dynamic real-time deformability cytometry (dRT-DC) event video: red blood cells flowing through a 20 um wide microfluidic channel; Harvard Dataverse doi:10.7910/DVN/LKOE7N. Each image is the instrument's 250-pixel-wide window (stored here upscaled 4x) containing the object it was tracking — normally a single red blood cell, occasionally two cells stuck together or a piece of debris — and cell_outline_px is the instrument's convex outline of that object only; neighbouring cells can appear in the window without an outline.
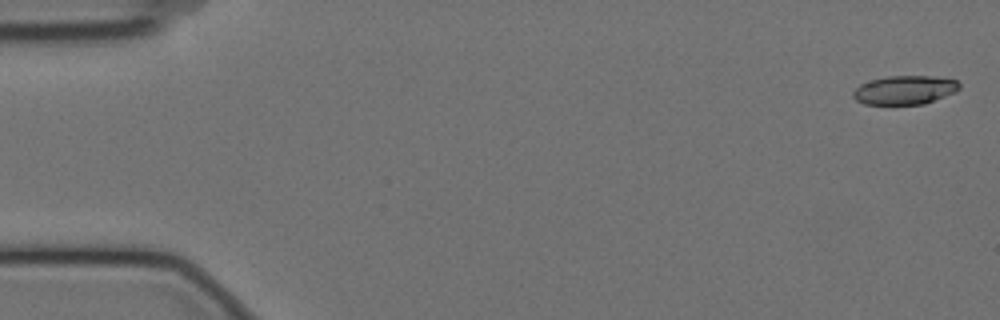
{"species": "Egyptian fruit bat (a non-hibernating species)", "species_latin": "Rousettus aegyptiacus", "temperature_condition": "cold", "stored_images_in_passage": 58, "camera_frame_rate_fps": 3000, "um_per_image_px": 0.085, "animal": {"sex": "female"}, "frame": {"image": 1, "passage_image": 2, "time_ms": 0.333, "image_size_px": [1000, 320], "cell_outline_px": [[960, 88], [956, 92], [924, 104], [864, 104], [856, 100], [852, 96], [852, 92], [860, 84], [872, 80], [888, 76], [932, 76], [956, 80], [960, 84]], "centroid_in_image_um": [76.91, 7.65], "position_along_channel_um": 8.1, "area_um2": 17.8}}
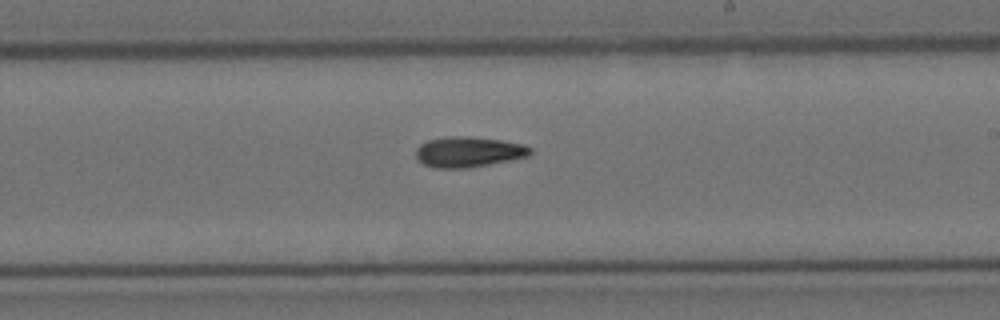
{"frame": {"image": 2, "passage_image": 34, "time_ms": 11.0, "image_size_px": [1000, 320], "cell_outline_px": [[532, 152], [528, 156], [468, 168], [436, 168], [424, 164], [416, 160], [416, 148], [420, 144], [428, 140], [448, 136], [468, 136], [500, 140], [524, 144], [532, 148]], "centroid_in_image_um": [39.79, 12.91], "position_along_channel_um": 249.2, "area_um2": 20.29}}
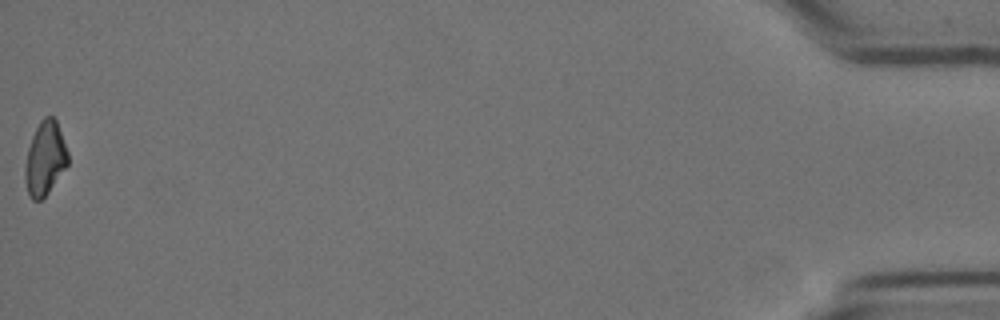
{"frame": {"image": 3, "passage_image": 58, "time_ms": 19.0, "image_size_px": [1000, 320], "cell_outline_px": [[68, 164], [48, 192], [40, 200], [32, 200], [28, 192], [24, 176], [24, 168], [28, 148], [32, 136], [40, 120], [44, 116], [52, 116], [56, 120], [68, 152]], "centroid_in_image_um": [3.82, 13.45], "position_along_channel_um": 431.4, "area_um2": 18.21}, "authors_computed_cell_mechanics": {"area_um2": 19.2474, "velocity_mm_per_s": 3.527, "shape_relaxation_time_tau1_ms": 10.0433, "shape_relaxation_time_tau2_ms": null, "deformation_change_tau1": 0.2167, "deformation_change_tau2": null}}